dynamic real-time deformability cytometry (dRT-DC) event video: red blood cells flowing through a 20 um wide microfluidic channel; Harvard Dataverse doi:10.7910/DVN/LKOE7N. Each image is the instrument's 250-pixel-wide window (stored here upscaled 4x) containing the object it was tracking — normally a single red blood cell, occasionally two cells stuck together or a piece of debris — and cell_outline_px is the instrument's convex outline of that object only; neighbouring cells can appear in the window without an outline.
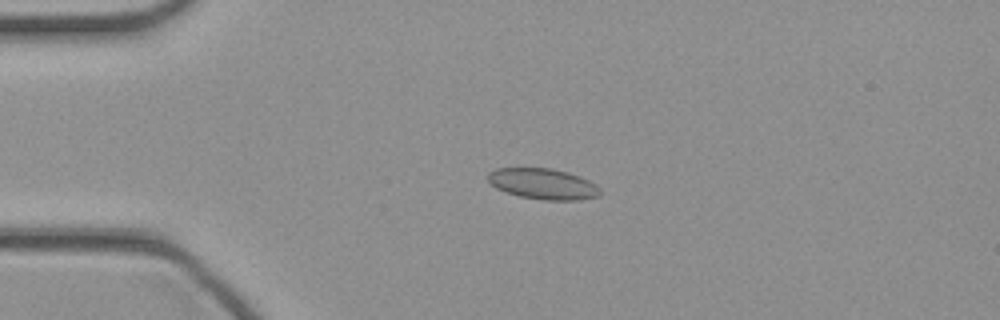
{"species": "common noctule bat (a hibernating species)", "species_latin": "Nyctalus noctula", "temperature_condition": "cold", "stored_images_in_passage": 39, "camera_frame_rate_fps": 3000, "um_per_image_px": 0.085, "animal": {"sex": "female", "body_mass_g": 21.9}, "frame": {"image": 1, "passage_image": 4, "time_ms": 1.0, "image_size_px": [1000, 320], "cell_outline_px": [[600, 196], [580, 200], [544, 200], [520, 196], [496, 188], [488, 180], [488, 172], [496, 168], [552, 168], [568, 172], [580, 176], [596, 184], [600, 188]], "centroid_in_image_um": [46.19, 15.62], "position_along_channel_um": 38.8, "area_um2": 20.17}}
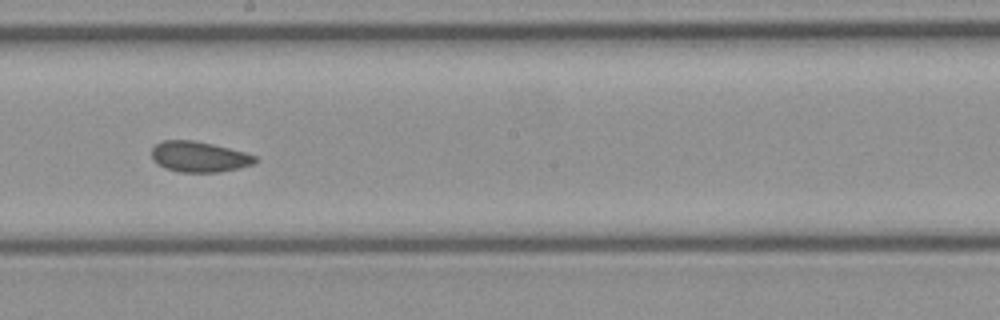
{"frame": {"image": 2, "passage_image": 19, "time_ms": 6.0, "image_size_px": [1000, 320], "cell_outline_px": [[256, 160], [252, 164], [236, 168], [216, 172], [180, 172], [164, 168], [156, 164], [152, 160], [152, 148], [156, 144], [164, 140], [192, 140], [212, 144], [244, 152], [256, 156]], "centroid_in_image_um": [16.86, 13.32], "position_along_channel_um": 231.3, "area_um2": 18.26}}
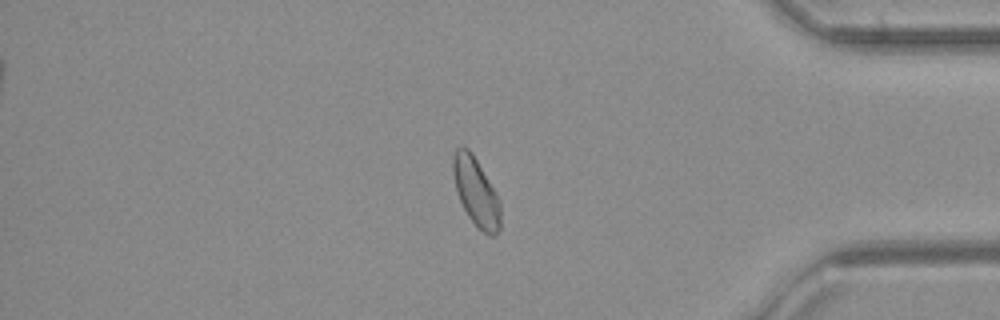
{"frame": {"image": 3, "passage_image": 32, "time_ms": 10.333, "image_size_px": [1000, 320], "cell_outline_px": [[500, 228], [496, 236], [492, 236], [476, 228], [468, 216], [460, 200], [456, 188], [452, 172], [452, 156], [456, 148], [460, 144], [464, 144], [472, 152], [496, 192], [500, 200]], "centroid_in_image_um": [40.45, 16.28], "position_along_channel_um": 394.7, "area_um2": 19.19}}